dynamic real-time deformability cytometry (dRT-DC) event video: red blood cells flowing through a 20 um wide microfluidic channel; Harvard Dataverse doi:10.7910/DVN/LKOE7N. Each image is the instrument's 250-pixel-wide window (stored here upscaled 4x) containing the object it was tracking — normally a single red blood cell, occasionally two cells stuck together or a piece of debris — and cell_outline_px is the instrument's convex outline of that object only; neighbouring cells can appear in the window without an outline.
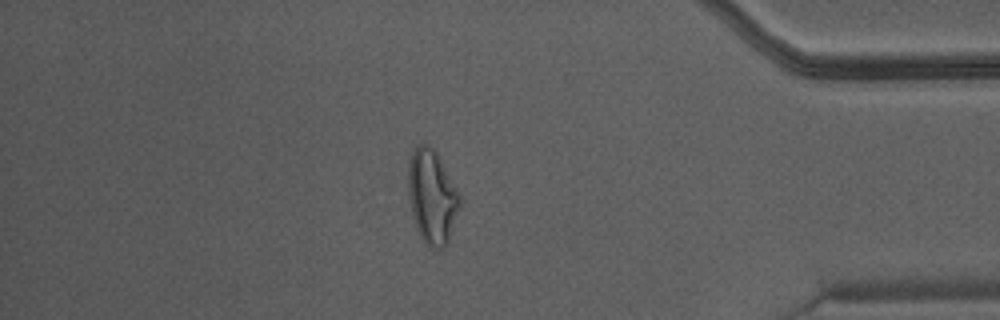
{"species": "Egyptian fruit bat (a non-hibernating species)", "species_latin": "Rousettus aegyptiacus", "temperature_condition": "warm", "stored_images_in_passage": 45, "camera_frame_rate_fps": 3000, "um_per_image_px": 0.085, "animal": {"sex": "male"}, "frame": {"image": 1, "passage_image": 39, "time_ms": 12.667, "image_size_px": [1000, 320], "cell_outline_px": [[460, 204], [448, 244], [440, 248], [436, 248], [424, 244], [416, 228], [408, 196], [408, 164], [412, 152], [420, 144], [428, 144], [436, 152], [456, 188], [460, 196]], "centroid_in_image_um": [36.71, 16.74], "position_along_channel_um": 398.5, "area_um2": 27.92}}